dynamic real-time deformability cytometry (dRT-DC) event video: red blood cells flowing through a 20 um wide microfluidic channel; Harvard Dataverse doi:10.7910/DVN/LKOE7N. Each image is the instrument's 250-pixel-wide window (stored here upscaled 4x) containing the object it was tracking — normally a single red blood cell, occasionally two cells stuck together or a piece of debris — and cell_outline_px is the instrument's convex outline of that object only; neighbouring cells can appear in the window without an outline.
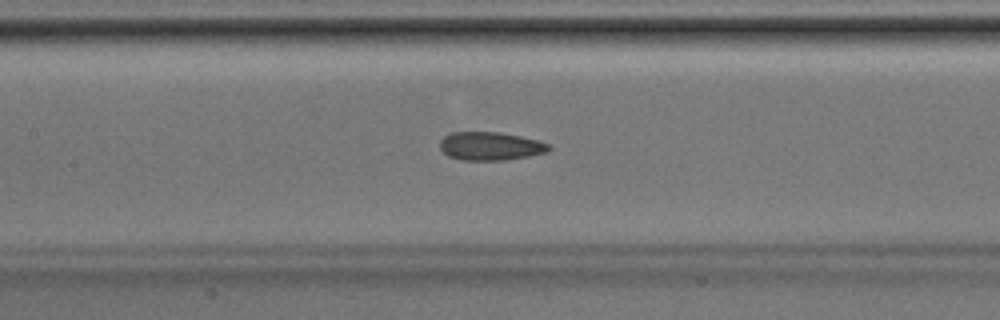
{"species": "Egyptian fruit bat (a non-hibernating species)", "species_latin": "Rousettus aegyptiacus", "temperature_condition": "room temperature", "stored_images_in_passage": 40, "camera_frame_rate_fps": 3000, "um_per_image_px": 0.085, "animal": {"sex": "male"}, "frame": {"image": 1, "passage_image": 18, "time_ms": 5.667, "image_size_px": [1000, 320], "cell_outline_px": [[552, 148], [548, 152], [528, 156], [504, 160], [460, 160], [448, 156], [440, 148], [440, 140], [444, 136], [452, 132], [496, 132], [520, 136], [540, 140], [552, 144]], "centroid_in_image_um": [41.72, 12.42], "position_along_channel_um": 165.7, "area_um2": 18.15}}